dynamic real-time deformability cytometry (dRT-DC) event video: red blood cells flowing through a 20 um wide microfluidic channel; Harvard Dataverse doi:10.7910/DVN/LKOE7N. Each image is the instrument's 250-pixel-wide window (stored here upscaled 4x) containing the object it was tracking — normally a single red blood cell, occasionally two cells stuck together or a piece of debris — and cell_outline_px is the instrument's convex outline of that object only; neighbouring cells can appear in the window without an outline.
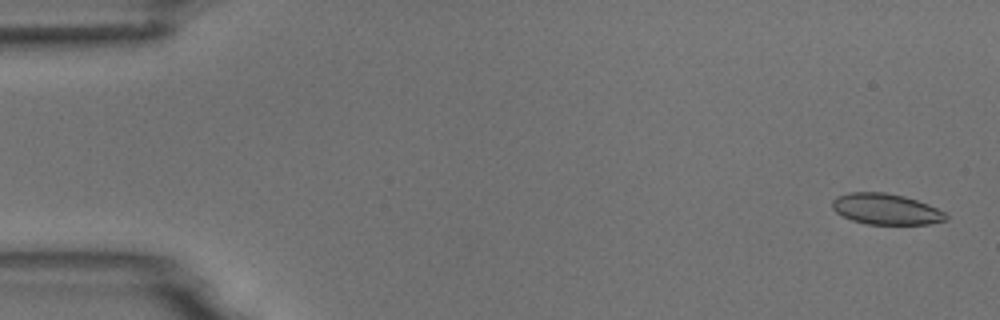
{"species": "common noctule bat (a hibernating species)", "species_latin": "Nyctalus noctula", "temperature_condition": "room temperature", "stored_images_in_passage": 16, "camera_frame_rate_fps": 3000, "um_per_image_px": 0.085, "animal": {"sex": "male", "body_mass_g": 18.8}, "frame": {"image": 1, "passage_image": 2, "time_ms": 0.333, "image_size_px": [1000, 320], "cell_outline_px": [[948, 220], [928, 224], [868, 224], [852, 220], [836, 212], [832, 208], [832, 200], [836, 196], [848, 192], [884, 192], [904, 196], [928, 204], [944, 212], [948, 216]], "centroid_in_image_um": [75.3, 17.77], "position_along_channel_um": 9.7, "area_um2": 20.46}}
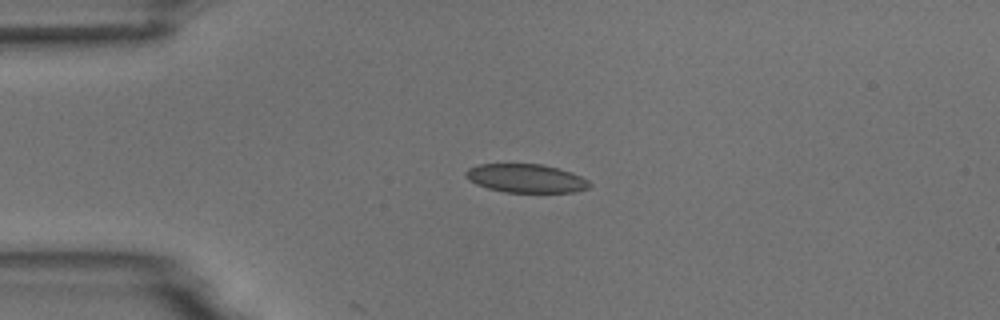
{"frame": {"image": 2, "passage_image": 13, "time_ms": 4.0, "image_size_px": [1000, 320], "cell_outline_px": [[592, 184], [588, 188], [572, 192], [504, 192], [488, 188], [476, 184], [468, 180], [464, 176], [464, 172], [468, 168], [480, 164], [540, 164], [572, 172], [588, 180]], "centroid_in_image_um": [44.68, 15.16], "position_along_channel_um": 40.3, "area_um2": 20.58}}